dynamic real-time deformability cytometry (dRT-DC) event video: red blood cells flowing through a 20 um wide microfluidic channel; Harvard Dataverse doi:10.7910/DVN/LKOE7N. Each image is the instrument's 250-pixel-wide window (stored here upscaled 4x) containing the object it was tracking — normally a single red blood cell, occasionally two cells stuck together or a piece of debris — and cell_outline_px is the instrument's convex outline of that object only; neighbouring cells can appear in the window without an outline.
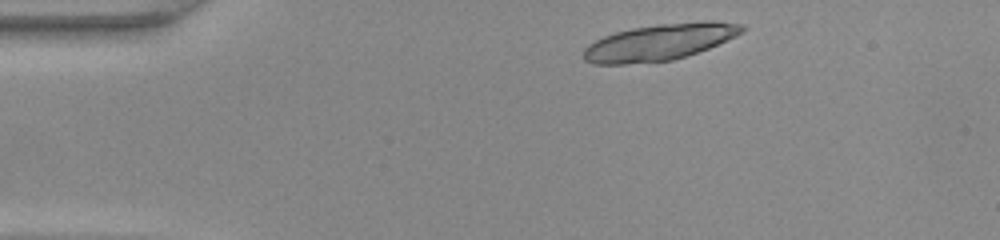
{"species": "common noctule bat (a hibernating species)", "species_latin": "Nyctalus noctula", "temperature_condition": "warm", "stored_images_in_passage": 10, "camera_frame_rate_fps": 3000, "um_per_image_px": 0.085, "animal": {"sex": "female", "body_mass_g": 22.0, "forearm_length_mm": 56.7}, "frame": {"image": 1, "passage_image": 1, "time_ms": 0.0, "image_size_px": [1000, 240], "cell_outline_px": [[748, 28], [744, 32], [736, 36], [708, 48], [672, 60], [628, 64], [592, 64], [584, 60], [584, 48], [588, 44], [604, 36], [616, 32], [632, 28], [660, 24], [704, 20], [716, 20], [744, 24]], "centroid_in_image_um": [56.11, 3.56], "position_along_channel_um": 28.9, "area_um2": 33.76}}